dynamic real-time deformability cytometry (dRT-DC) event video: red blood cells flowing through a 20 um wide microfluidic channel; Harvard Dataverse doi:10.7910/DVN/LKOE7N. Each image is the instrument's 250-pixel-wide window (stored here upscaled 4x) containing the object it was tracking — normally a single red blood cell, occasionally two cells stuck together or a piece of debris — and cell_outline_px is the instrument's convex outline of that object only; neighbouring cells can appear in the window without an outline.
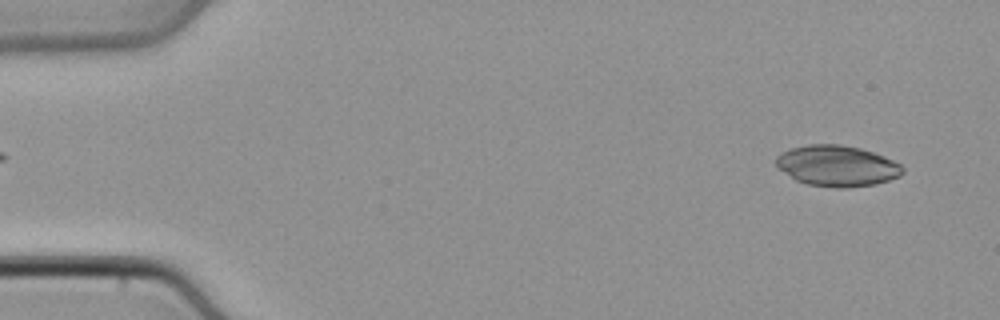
{"species": "common noctule bat (a hibernating species)", "species_latin": "Nyctalus noctula", "temperature_condition": "cold", "stored_images_in_passage": 48, "camera_frame_rate_fps": 3000, "um_per_image_px": 0.085, "animal": {"sex": "male", "body_mass_g": 21.5, "forearm_length_mm": 52.0}, "frame": {"image": 1, "passage_image": 3, "time_ms": 0.667, "image_size_px": [1000, 320], "cell_outline_px": [[904, 172], [900, 176], [876, 184], [848, 188], [836, 188], [808, 184], [796, 180], [780, 168], [776, 164], [776, 156], [780, 152], [792, 148], [808, 144], [840, 144], [860, 148], [884, 156], [900, 164], [904, 168]], "centroid_in_image_um": [71.17, 14.1], "position_along_channel_um": 13.8, "area_um2": 30.11}}
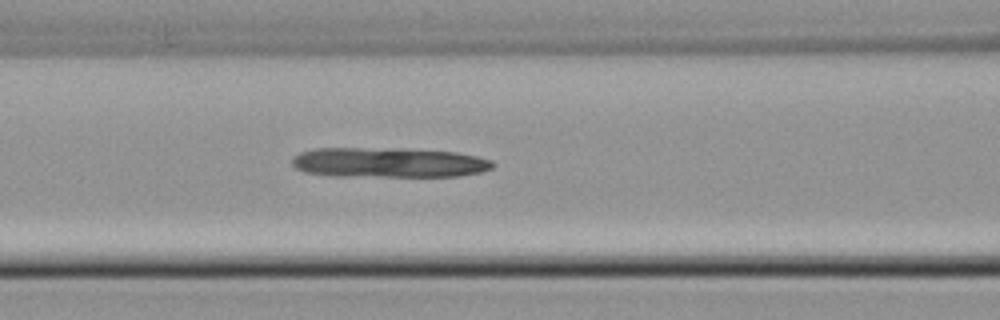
{"frame": {"image": 2, "passage_image": 20, "time_ms": 6.333, "image_size_px": [1000, 320], "cell_outline_px": [[496, 164], [492, 168], [480, 172], [460, 176], [332, 176], [304, 172], [296, 168], [292, 164], [292, 160], [300, 152], [316, 148], [360, 148], [456, 152], [476, 156], [492, 160]], "centroid_in_image_um": [33.02, 13.83], "position_along_channel_um": 133.6, "area_um2": 34.62}}
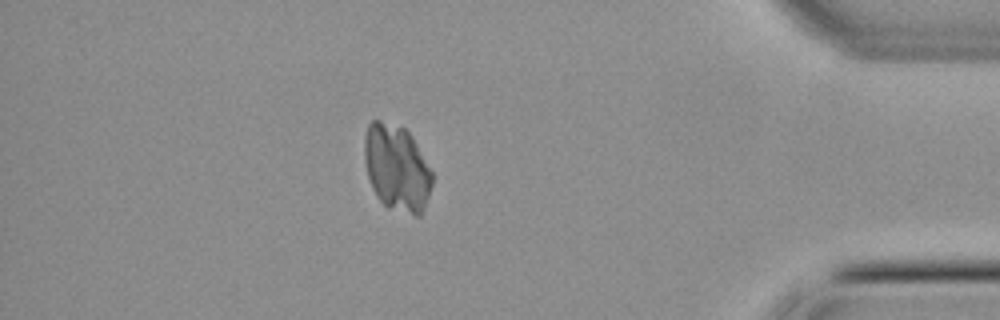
{"frame": {"image": 3, "passage_image": 42, "time_ms": 13.667, "image_size_px": [1000, 320], "cell_outline_px": [[432, 184], [424, 208], [420, 216], [416, 216], [388, 208], [376, 196], [372, 188], [368, 176], [364, 160], [364, 136], [368, 124], [372, 120], [380, 120], [404, 128], [412, 136], [432, 172]], "centroid_in_image_um": [33.71, 14.28], "position_along_channel_um": 401.5, "area_um2": 34.16}}